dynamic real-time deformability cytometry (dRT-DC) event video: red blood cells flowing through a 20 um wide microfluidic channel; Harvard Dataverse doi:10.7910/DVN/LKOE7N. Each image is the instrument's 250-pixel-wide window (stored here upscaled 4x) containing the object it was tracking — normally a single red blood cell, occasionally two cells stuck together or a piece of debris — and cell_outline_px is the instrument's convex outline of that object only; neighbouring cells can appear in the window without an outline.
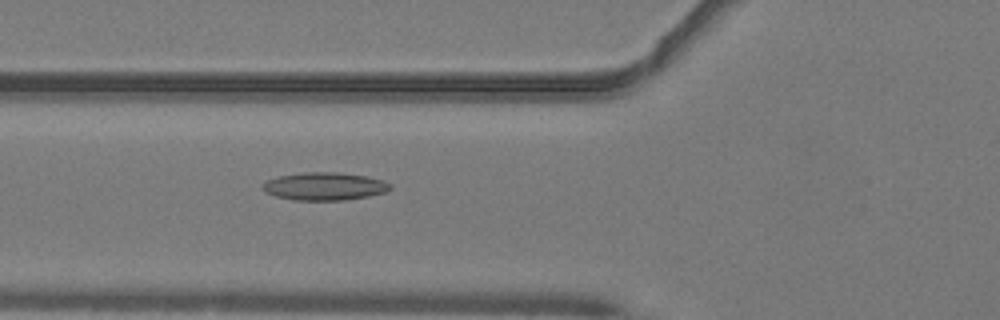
{"species": "common noctule bat (a hibernating species)", "species_latin": "Nyctalus noctula", "temperature_condition": "warm", "stored_images_in_passage": 53, "camera_frame_rate_fps": 3000, "um_per_image_px": 0.085, "animal": {"sex": "male", "body_mass_g": 19.2, "forearm_length_mm": 51.8}, "frame": {"image": 1, "passage_image": 20, "time_ms": 6.333, "image_size_px": [1000, 320], "cell_outline_px": [[392, 188], [384, 192], [368, 196], [348, 200], [292, 200], [276, 196], [260, 188], [260, 184], [264, 180], [276, 176], [304, 172], [336, 172], [368, 176], [384, 180], [392, 184]], "centroid_in_image_um": [27.56, 15.82], "position_along_channel_um": 98.2, "area_um2": 21.04}}
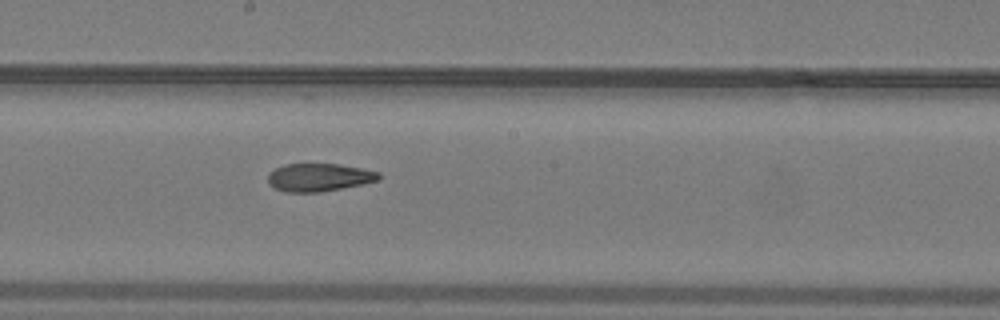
{"frame": {"image": 2, "passage_image": 29, "time_ms": 9.333, "image_size_px": [1000, 320], "cell_outline_px": [[380, 180], [364, 184], [320, 192], [284, 192], [272, 188], [268, 184], [268, 176], [276, 168], [284, 164], [340, 164], [380, 172]], "centroid_in_image_um": [27.12, 15.08], "position_along_channel_um": 221.1, "area_um2": 18.15}}
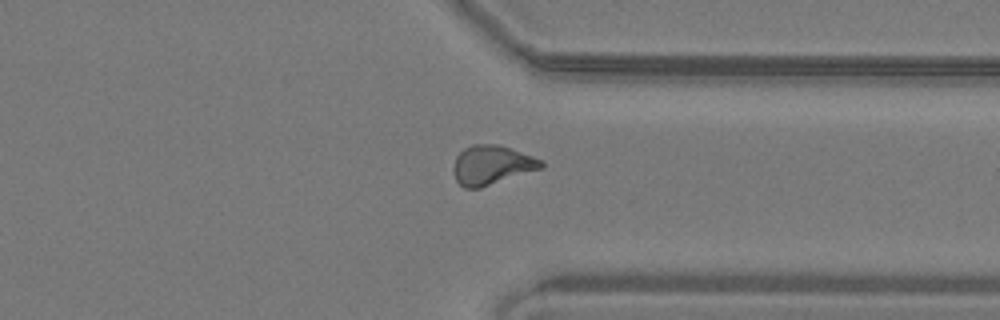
{"frame": {"image": 3, "passage_image": 40, "time_ms": 13.0, "image_size_px": [1000, 320], "cell_outline_px": [[544, 168], [480, 188], [464, 188], [456, 180], [452, 172], [452, 168], [456, 156], [464, 148], [472, 144], [500, 144], [544, 160]], "centroid_in_image_um": [41.81, 14.02], "position_along_channel_um": 369.6, "area_um2": 20.4}, "authors_computed_cell_mechanics": {"area_um2": 19.5364, "velocity_mm_per_s": 4.0755, "shape_relaxation_time_tau1_ms": 10.2417, "shape_relaxation_time_tau2_ms": 3.0982, "deformation_change_tau1": 0.2535, "deformation_change_tau2": 0.1076}}